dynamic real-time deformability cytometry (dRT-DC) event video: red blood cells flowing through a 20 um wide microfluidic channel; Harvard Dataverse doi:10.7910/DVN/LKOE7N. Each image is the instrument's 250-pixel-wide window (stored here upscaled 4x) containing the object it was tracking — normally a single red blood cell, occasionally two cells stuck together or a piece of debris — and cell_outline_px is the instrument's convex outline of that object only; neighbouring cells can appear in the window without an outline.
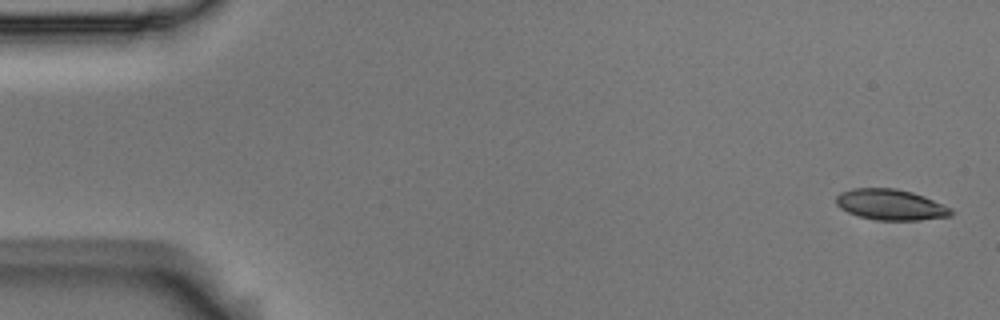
{"species": "Egyptian fruit bat (a non-hibernating species)", "species_latin": "Rousettus aegyptiacus", "temperature_condition": "room temperature", "stored_images_in_passage": 6, "segment_of_instrument_passage": [1, 2], "camera_frame_rate_fps": 3000, "um_per_image_px": 0.085, "animal": {"sex": "male"}, "frame": {"image": 1, "passage_image": 1, "time_ms": 0.0, "image_size_px": [1000, 320], "cell_outline_px": [[952, 216], [920, 220], [876, 220], [860, 216], [848, 212], [840, 208], [836, 204], [836, 196], [840, 192], [852, 188], [896, 188], [912, 192], [924, 196], [952, 208]], "centroid_in_image_um": [75.7, 17.39], "position_along_channel_um": 9.3, "area_um2": 20.69}}